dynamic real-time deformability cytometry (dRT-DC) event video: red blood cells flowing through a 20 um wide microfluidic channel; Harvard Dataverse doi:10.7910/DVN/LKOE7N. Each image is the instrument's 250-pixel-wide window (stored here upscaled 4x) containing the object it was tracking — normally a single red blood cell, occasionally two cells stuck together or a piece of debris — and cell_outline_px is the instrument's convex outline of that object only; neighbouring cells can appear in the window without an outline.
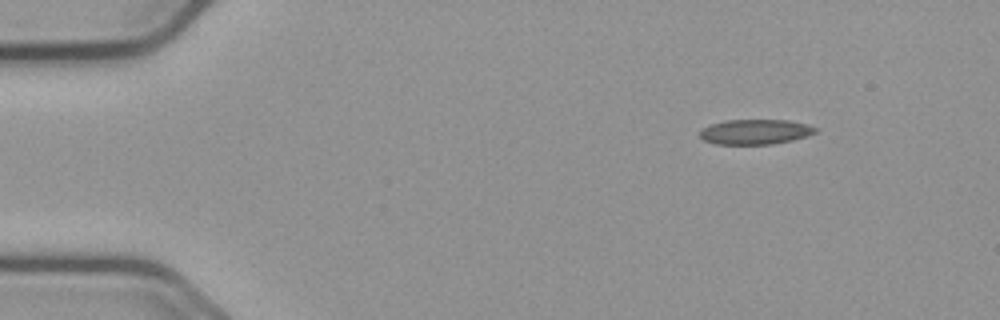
{"species": "common noctule bat (a hibernating species)", "species_latin": "Nyctalus noctula", "temperature_condition": "cold", "stored_images_in_passage": 50, "camera_frame_rate_fps": 3000, "um_per_image_px": 0.085, "animal": {"sex": "male", "body_mass_g": 23.1, "forearm_length_mm": 52.7}, "frame": {"image": 1, "passage_image": 1, "time_ms": 0.0, "image_size_px": [1000, 320], "cell_outline_px": [[820, 128], [816, 132], [808, 136], [792, 140], [772, 144], [716, 144], [704, 140], [700, 136], [700, 132], [704, 128], [712, 124], [724, 120], [788, 120], [808, 124]], "centroid_in_image_um": [64.26, 11.2], "position_along_channel_um": 20.7, "area_um2": 16.88}}
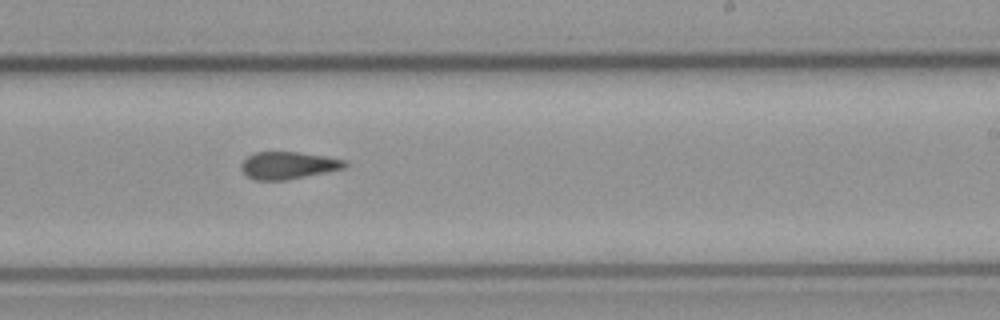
{"frame": {"image": 2, "passage_image": 28, "time_ms": 9.0, "image_size_px": [1000, 320], "cell_outline_px": [[348, 164], [344, 168], [284, 180], [256, 180], [248, 176], [240, 168], [240, 164], [248, 156], [256, 152], [296, 152], [324, 156], [344, 160]], "centroid_in_image_um": [24.46, 14.05], "position_along_channel_um": 264.5, "area_um2": 16.13}}
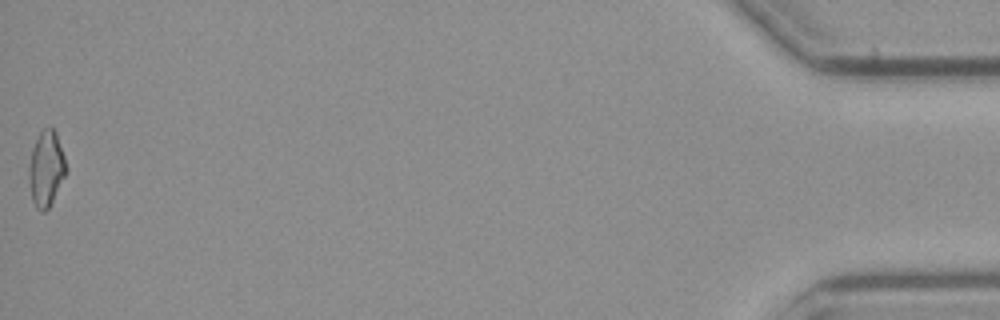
{"frame": {"image": 3, "passage_image": 50, "time_ms": 16.333, "image_size_px": [1000, 320], "cell_outline_px": [[68, 172], [48, 208], [44, 212], [40, 212], [36, 208], [32, 200], [28, 176], [28, 168], [32, 148], [40, 132], [44, 128], [52, 128], [56, 132], [68, 168]], "centroid_in_image_um": [3.93, 14.36], "position_along_channel_um": 431.3, "area_um2": 16.47}, "authors_computed_cell_mechanics": {"area_um2": 16.8198, "velocity_mm_per_s": 3.6791, "shape_relaxation_time_tau1_ms": null, "shape_relaxation_time_tau2_ms": 5.5033, "deformation_change_tau1": null, "deformation_change_tau2": 0.1438}}